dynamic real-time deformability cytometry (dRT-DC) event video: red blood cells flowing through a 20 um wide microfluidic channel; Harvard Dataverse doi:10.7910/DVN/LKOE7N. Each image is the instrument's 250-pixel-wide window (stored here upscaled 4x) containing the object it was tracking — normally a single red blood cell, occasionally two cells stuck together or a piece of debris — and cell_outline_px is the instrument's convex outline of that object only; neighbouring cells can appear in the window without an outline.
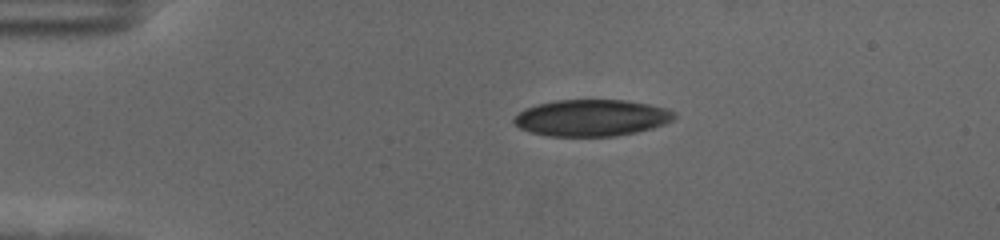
{"species": "human", "species_latin": "Homo sapiens", "temperature_condition": "cold", "stored_images_in_passage": 46, "camera_frame_rate_fps": 3000, "um_per_image_px": 0.085, "donor": {"sex": "female"}, "frame": {"image": 1, "passage_image": 1, "time_ms": 0.0, "image_size_px": [1000, 240], "cell_outline_px": [[676, 116], [672, 120], [664, 124], [652, 128], [636, 132], [616, 136], [548, 136], [528, 132], [520, 128], [512, 120], [520, 112], [536, 104], [556, 100], [624, 100], [648, 104], [664, 108], [676, 112]], "centroid_in_image_um": [50.28, 10.02], "position_along_channel_um": 34.7, "area_um2": 34.1}}
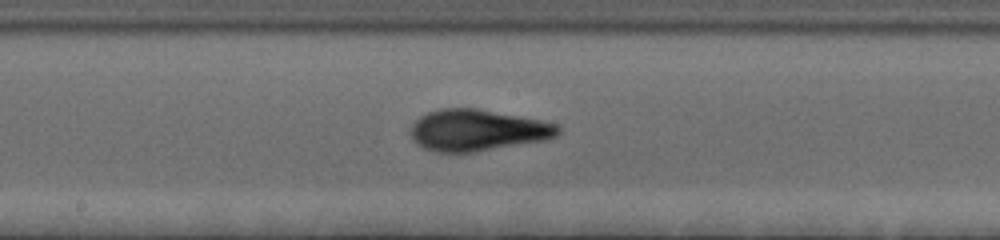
{"frame": {"image": 2, "passage_image": 20, "time_ms": 6.333, "image_size_px": [1000, 240], "cell_outline_px": [[560, 132], [556, 136], [544, 140], [476, 152], [436, 152], [424, 148], [416, 144], [412, 140], [408, 132], [412, 124], [420, 116], [428, 112], [440, 108], [476, 108], [540, 120], [556, 124], [560, 128]], "centroid_in_image_um": [40.52, 11.07], "position_along_channel_um": 207.7, "area_um2": 35.66}}
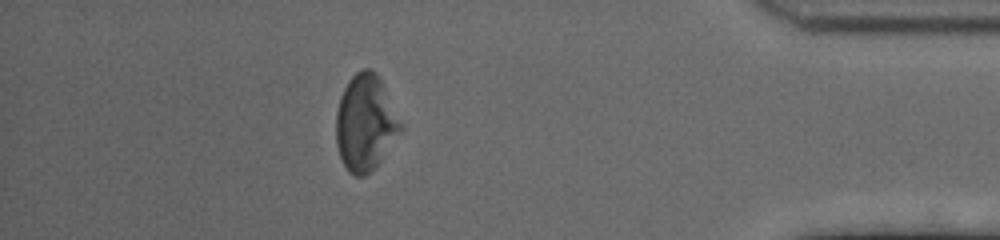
{"frame": {"image": 3, "passage_image": 40, "time_ms": 13.0, "image_size_px": [1000, 240], "cell_outline_px": [[404, 128], [376, 168], [372, 172], [364, 176], [356, 176], [348, 172], [340, 156], [336, 144], [336, 112], [340, 96], [348, 80], [356, 72], [364, 68], [368, 68], [376, 72], [404, 124]], "centroid_in_image_um": [31.08, 10.46], "position_along_channel_um": 404.1, "area_um2": 36.59}, "authors_computed_cell_mechanics": {"area_um2": 35.5181, "velocity_mm_per_s": 3.5131, "shape_relaxation_time_tau1_ms": 4.3618, "shape_relaxation_time_tau2_ms": 1.7385, "deformation_change_tau1": 0.1891, "deformation_change_tau2": 0.0917}}